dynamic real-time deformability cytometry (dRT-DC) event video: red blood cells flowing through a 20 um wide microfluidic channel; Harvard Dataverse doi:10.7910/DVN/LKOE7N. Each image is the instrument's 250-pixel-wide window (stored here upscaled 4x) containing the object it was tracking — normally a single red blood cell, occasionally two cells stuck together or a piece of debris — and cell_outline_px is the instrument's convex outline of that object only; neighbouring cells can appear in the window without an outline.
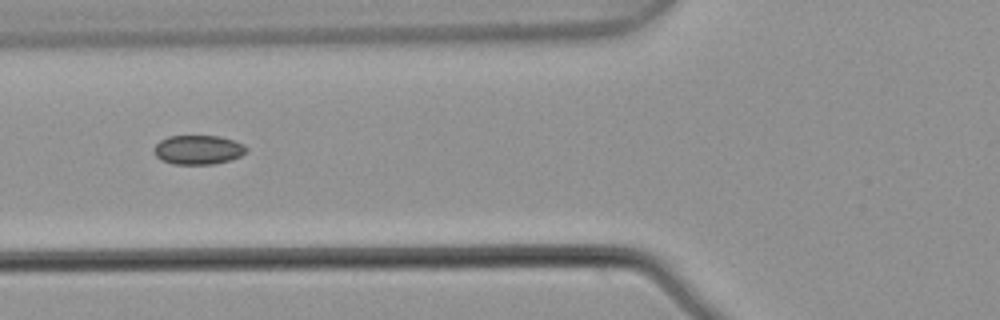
{"species": "common noctule bat (a hibernating species)", "species_latin": "Nyctalus noctula", "temperature_condition": "warm", "stored_images_in_passage": 8, "camera_frame_rate_fps": 3000, "um_per_image_px": 0.085, "animal": {"sex": "male", "body_mass_g": 21.5, "forearm_length_mm": 52.0}, "frame": {"image": 1, "passage_image": 6, "time_ms": 1.667, "image_size_px": [1000, 320], "cell_outline_px": [[248, 148], [240, 156], [228, 160], [212, 164], [172, 164], [160, 160], [152, 152], [156, 144], [160, 140], [168, 136], [220, 136], [244, 144]], "centroid_in_image_um": [16.8, 12.73], "position_along_channel_um": 109.0, "area_um2": 15.72}}
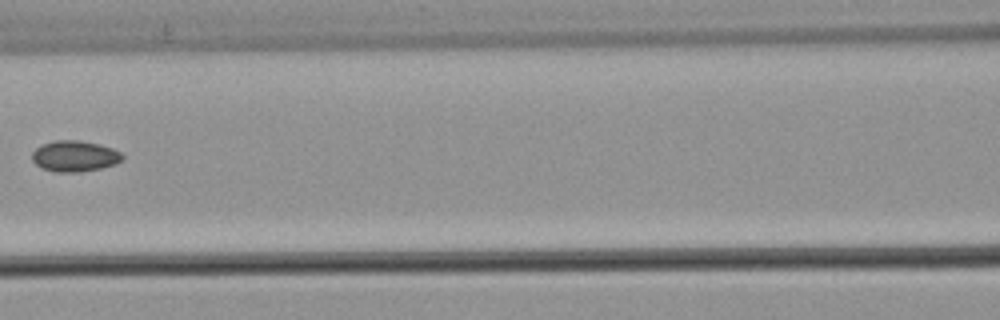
{"frame": {"image": 2, "passage_image": 7, "time_ms": 2.0, "image_size_px": [1000, 320], "cell_outline_px": [[124, 156], [116, 164], [100, 168], [80, 172], [56, 172], [40, 168], [32, 160], [32, 152], [40, 144], [56, 140], [80, 140], [100, 144], [112, 148], [120, 152]], "centroid_in_image_um": [6.32, 13.26], "position_along_channel_um": 160.3, "area_um2": 16.42}}